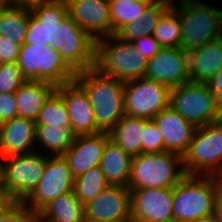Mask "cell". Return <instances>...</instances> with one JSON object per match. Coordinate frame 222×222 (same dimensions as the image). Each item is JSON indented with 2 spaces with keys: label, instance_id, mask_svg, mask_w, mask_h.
Listing matches in <instances>:
<instances>
[{
  "label": "cell",
  "instance_id": "6da1fadb",
  "mask_svg": "<svg viewBox=\"0 0 222 222\" xmlns=\"http://www.w3.org/2000/svg\"><path fill=\"white\" fill-rule=\"evenodd\" d=\"M74 80L84 89L95 114L97 127L102 132L110 129L125 115V82L104 75L92 67L76 72Z\"/></svg>",
  "mask_w": 222,
  "mask_h": 222
},
{
  "label": "cell",
  "instance_id": "7a4b0ae2",
  "mask_svg": "<svg viewBox=\"0 0 222 222\" xmlns=\"http://www.w3.org/2000/svg\"><path fill=\"white\" fill-rule=\"evenodd\" d=\"M222 179L218 176L185 175L172 193L174 222L211 219Z\"/></svg>",
  "mask_w": 222,
  "mask_h": 222
},
{
  "label": "cell",
  "instance_id": "3957f363",
  "mask_svg": "<svg viewBox=\"0 0 222 222\" xmlns=\"http://www.w3.org/2000/svg\"><path fill=\"white\" fill-rule=\"evenodd\" d=\"M147 65L148 60L132 42L120 40L114 34L96 40L94 68L104 75L128 82L145 77Z\"/></svg>",
  "mask_w": 222,
  "mask_h": 222
},
{
  "label": "cell",
  "instance_id": "277c9868",
  "mask_svg": "<svg viewBox=\"0 0 222 222\" xmlns=\"http://www.w3.org/2000/svg\"><path fill=\"white\" fill-rule=\"evenodd\" d=\"M185 175L181 155L141 153L132 156L128 188H173Z\"/></svg>",
  "mask_w": 222,
  "mask_h": 222
},
{
  "label": "cell",
  "instance_id": "5b68a950",
  "mask_svg": "<svg viewBox=\"0 0 222 222\" xmlns=\"http://www.w3.org/2000/svg\"><path fill=\"white\" fill-rule=\"evenodd\" d=\"M181 23L180 48L186 52L221 37L222 9L201 0L173 8Z\"/></svg>",
  "mask_w": 222,
  "mask_h": 222
},
{
  "label": "cell",
  "instance_id": "8992f818",
  "mask_svg": "<svg viewBox=\"0 0 222 222\" xmlns=\"http://www.w3.org/2000/svg\"><path fill=\"white\" fill-rule=\"evenodd\" d=\"M182 160L186 175L222 176V119L196 128Z\"/></svg>",
  "mask_w": 222,
  "mask_h": 222
},
{
  "label": "cell",
  "instance_id": "52a82bcc",
  "mask_svg": "<svg viewBox=\"0 0 222 222\" xmlns=\"http://www.w3.org/2000/svg\"><path fill=\"white\" fill-rule=\"evenodd\" d=\"M16 64L26 80L50 82L55 86L69 83L76 76L59 52L48 45L24 43Z\"/></svg>",
  "mask_w": 222,
  "mask_h": 222
},
{
  "label": "cell",
  "instance_id": "ba28073f",
  "mask_svg": "<svg viewBox=\"0 0 222 222\" xmlns=\"http://www.w3.org/2000/svg\"><path fill=\"white\" fill-rule=\"evenodd\" d=\"M170 107L196 127L222 119L207 83L186 82L170 91Z\"/></svg>",
  "mask_w": 222,
  "mask_h": 222
},
{
  "label": "cell",
  "instance_id": "9c48e42d",
  "mask_svg": "<svg viewBox=\"0 0 222 222\" xmlns=\"http://www.w3.org/2000/svg\"><path fill=\"white\" fill-rule=\"evenodd\" d=\"M47 158L38 151L2 158L3 187L16 202H23L37 187Z\"/></svg>",
  "mask_w": 222,
  "mask_h": 222
},
{
  "label": "cell",
  "instance_id": "30bf717a",
  "mask_svg": "<svg viewBox=\"0 0 222 222\" xmlns=\"http://www.w3.org/2000/svg\"><path fill=\"white\" fill-rule=\"evenodd\" d=\"M170 91L166 85L146 77L125 82V115L152 119L170 106Z\"/></svg>",
  "mask_w": 222,
  "mask_h": 222
},
{
  "label": "cell",
  "instance_id": "8fae6325",
  "mask_svg": "<svg viewBox=\"0 0 222 222\" xmlns=\"http://www.w3.org/2000/svg\"><path fill=\"white\" fill-rule=\"evenodd\" d=\"M56 51L75 72L95 65L96 41L69 15L57 25Z\"/></svg>",
  "mask_w": 222,
  "mask_h": 222
},
{
  "label": "cell",
  "instance_id": "7c38bea8",
  "mask_svg": "<svg viewBox=\"0 0 222 222\" xmlns=\"http://www.w3.org/2000/svg\"><path fill=\"white\" fill-rule=\"evenodd\" d=\"M74 179L63 155L48 156L37 187L23 204L36 215L53 199L73 191Z\"/></svg>",
  "mask_w": 222,
  "mask_h": 222
},
{
  "label": "cell",
  "instance_id": "4fadbf2b",
  "mask_svg": "<svg viewBox=\"0 0 222 222\" xmlns=\"http://www.w3.org/2000/svg\"><path fill=\"white\" fill-rule=\"evenodd\" d=\"M173 188L130 189L133 222H174Z\"/></svg>",
  "mask_w": 222,
  "mask_h": 222
},
{
  "label": "cell",
  "instance_id": "5bb4252c",
  "mask_svg": "<svg viewBox=\"0 0 222 222\" xmlns=\"http://www.w3.org/2000/svg\"><path fill=\"white\" fill-rule=\"evenodd\" d=\"M31 11L24 43L48 45L56 50L57 25L68 15L67 4L61 0H49Z\"/></svg>",
  "mask_w": 222,
  "mask_h": 222
},
{
  "label": "cell",
  "instance_id": "9a60e30c",
  "mask_svg": "<svg viewBox=\"0 0 222 222\" xmlns=\"http://www.w3.org/2000/svg\"><path fill=\"white\" fill-rule=\"evenodd\" d=\"M85 222H110L131 218L130 189L109 185L95 199L84 205Z\"/></svg>",
  "mask_w": 222,
  "mask_h": 222
},
{
  "label": "cell",
  "instance_id": "2e32d148",
  "mask_svg": "<svg viewBox=\"0 0 222 222\" xmlns=\"http://www.w3.org/2000/svg\"><path fill=\"white\" fill-rule=\"evenodd\" d=\"M145 77L170 89L189 82L187 52L180 47L161 48L148 60Z\"/></svg>",
  "mask_w": 222,
  "mask_h": 222
},
{
  "label": "cell",
  "instance_id": "e0dca14e",
  "mask_svg": "<svg viewBox=\"0 0 222 222\" xmlns=\"http://www.w3.org/2000/svg\"><path fill=\"white\" fill-rule=\"evenodd\" d=\"M56 91L66 104L70 127L76 136L102 132L97 127L88 95L75 80L56 86Z\"/></svg>",
  "mask_w": 222,
  "mask_h": 222
},
{
  "label": "cell",
  "instance_id": "ac0fdd59",
  "mask_svg": "<svg viewBox=\"0 0 222 222\" xmlns=\"http://www.w3.org/2000/svg\"><path fill=\"white\" fill-rule=\"evenodd\" d=\"M68 15L95 41L111 35L109 0H71Z\"/></svg>",
  "mask_w": 222,
  "mask_h": 222
},
{
  "label": "cell",
  "instance_id": "d6986e66",
  "mask_svg": "<svg viewBox=\"0 0 222 222\" xmlns=\"http://www.w3.org/2000/svg\"><path fill=\"white\" fill-rule=\"evenodd\" d=\"M152 120L162 134L165 151L183 156L197 127L170 106L160 111Z\"/></svg>",
  "mask_w": 222,
  "mask_h": 222
},
{
  "label": "cell",
  "instance_id": "ffe728a7",
  "mask_svg": "<svg viewBox=\"0 0 222 222\" xmlns=\"http://www.w3.org/2000/svg\"><path fill=\"white\" fill-rule=\"evenodd\" d=\"M109 140L108 132L75 137L72 145L63 154L74 178L100 164L103 150Z\"/></svg>",
  "mask_w": 222,
  "mask_h": 222
},
{
  "label": "cell",
  "instance_id": "44dd1931",
  "mask_svg": "<svg viewBox=\"0 0 222 222\" xmlns=\"http://www.w3.org/2000/svg\"><path fill=\"white\" fill-rule=\"evenodd\" d=\"M35 126V121L22 117H15L1 123L0 157L36 151Z\"/></svg>",
  "mask_w": 222,
  "mask_h": 222
},
{
  "label": "cell",
  "instance_id": "7402d4cb",
  "mask_svg": "<svg viewBox=\"0 0 222 222\" xmlns=\"http://www.w3.org/2000/svg\"><path fill=\"white\" fill-rule=\"evenodd\" d=\"M189 81L207 83L222 68V37L187 52Z\"/></svg>",
  "mask_w": 222,
  "mask_h": 222
},
{
  "label": "cell",
  "instance_id": "603a6c76",
  "mask_svg": "<svg viewBox=\"0 0 222 222\" xmlns=\"http://www.w3.org/2000/svg\"><path fill=\"white\" fill-rule=\"evenodd\" d=\"M55 90L53 83L27 80L15 92L18 117L35 121L45 101Z\"/></svg>",
  "mask_w": 222,
  "mask_h": 222
},
{
  "label": "cell",
  "instance_id": "cb8c5ba5",
  "mask_svg": "<svg viewBox=\"0 0 222 222\" xmlns=\"http://www.w3.org/2000/svg\"><path fill=\"white\" fill-rule=\"evenodd\" d=\"M132 156L109 140L103 150L100 168L109 185L128 187Z\"/></svg>",
  "mask_w": 222,
  "mask_h": 222
},
{
  "label": "cell",
  "instance_id": "d4e9b609",
  "mask_svg": "<svg viewBox=\"0 0 222 222\" xmlns=\"http://www.w3.org/2000/svg\"><path fill=\"white\" fill-rule=\"evenodd\" d=\"M110 140L131 156L142 153L144 118L124 115L108 132Z\"/></svg>",
  "mask_w": 222,
  "mask_h": 222
},
{
  "label": "cell",
  "instance_id": "484cf974",
  "mask_svg": "<svg viewBox=\"0 0 222 222\" xmlns=\"http://www.w3.org/2000/svg\"><path fill=\"white\" fill-rule=\"evenodd\" d=\"M76 135L70 126L36 125L35 146L38 152L48 156L63 155L72 145ZM39 145V146H38Z\"/></svg>",
  "mask_w": 222,
  "mask_h": 222
},
{
  "label": "cell",
  "instance_id": "4316f807",
  "mask_svg": "<svg viewBox=\"0 0 222 222\" xmlns=\"http://www.w3.org/2000/svg\"><path fill=\"white\" fill-rule=\"evenodd\" d=\"M36 215L45 222H85L84 205L74 191L53 199Z\"/></svg>",
  "mask_w": 222,
  "mask_h": 222
},
{
  "label": "cell",
  "instance_id": "83f0119b",
  "mask_svg": "<svg viewBox=\"0 0 222 222\" xmlns=\"http://www.w3.org/2000/svg\"><path fill=\"white\" fill-rule=\"evenodd\" d=\"M169 9L166 5L152 2L135 21L120 27L114 35L127 42H133L142 36L153 35L160 19Z\"/></svg>",
  "mask_w": 222,
  "mask_h": 222
},
{
  "label": "cell",
  "instance_id": "f1b7e54d",
  "mask_svg": "<svg viewBox=\"0 0 222 222\" xmlns=\"http://www.w3.org/2000/svg\"><path fill=\"white\" fill-rule=\"evenodd\" d=\"M31 13L26 8L0 6V35L23 45Z\"/></svg>",
  "mask_w": 222,
  "mask_h": 222
},
{
  "label": "cell",
  "instance_id": "f546056e",
  "mask_svg": "<svg viewBox=\"0 0 222 222\" xmlns=\"http://www.w3.org/2000/svg\"><path fill=\"white\" fill-rule=\"evenodd\" d=\"M108 186L109 183L98 165L74 179L73 191L76 198L85 205L95 199Z\"/></svg>",
  "mask_w": 222,
  "mask_h": 222
},
{
  "label": "cell",
  "instance_id": "4dcf8cb0",
  "mask_svg": "<svg viewBox=\"0 0 222 222\" xmlns=\"http://www.w3.org/2000/svg\"><path fill=\"white\" fill-rule=\"evenodd\" d=\"M152 2L153 0L109 1L111 35L125 24L135 21Z\"/></svg>",
  "mask_w": 222,
  "mask_h": 222
},
{
  "label": "cell",
  "instance_id": "1f68e13d",
  "mask_svg": "<svg viewBox=\"0 0 222 222\" xmlns=\"http://www.w3.org/2000/svg\"><path fill=\"white\" fill-rule=\"evenodd\" d=\"M153 37L162 48L180 47L181 23L174 9H169L154 29Z\"/></svg>",
  "mask_w": 222,
  "mask_h": 222
},
{
  "label": "cell",
  "instance_id": "d6a6232c",
  "mask_svg": "<svg viewBox=\"0 0 222 222\" xmlns=\"http://www.w3.org/2000/svg\"><path fill=\"white\" fill-rule=\"evenodd\" d=\"M35 124L70 126L66 104L56 90L45 101L35 120Z\"/></svg>",
  "mask_w": 222,
  "mask_h": 222
},
{
  "label": "cell",
  "instance_id": "836d02e7",
  "mask_svg": "<svg viewBox=\"0 0 222 222\" xmlns=\"http://www.w3.org/2000/svg\"><path fill=\"white\" fill-rule=\"evenodd\" d=\"M26 81L16 63L0 64V93H15Z\"/></svg>",
  "mask_w": 222,
  "mask_h": 222
},
{
  "label": "cell",
  "instance_id": "e575fe53",
  "mask_svg": "<svg viewBox=\"0 0 222 222\" xmlns=\"http://www.w3.org/2000/svg\"><path fill=\"white\" fill-rule=\"evenodd\" d=\"M160 152H165L162 134L152 119L144 118L142 153L153 154Z\"/></svg>",
  "mask_w": 222,
  "mask_h": 222
},
{
  "label": "cell",
  "instance_id": "d590c367",
  "mask_svg": "<svg viewBox=\"0 0 222 222\" xmlns=\"http://www.w3.org/2000/svg\"><path fill=\"white\" fill-rule=\"evenodd\" d=\"M35 214L23 202H15L0 215V222H30Z\"/></svg>",
  "mask_w": 222,
  "mask_h": 222
},
{
  "label": "cell",
  "instance_id": "8d00e7d4",
  "mask_svg": "<svg viewBox=\"0 0 222 222\" xmlns=\"http://www.w3.org/2000/svg\"><path fill=\"white\" fill-rule=\"evenodd\" d=\"M21 45L0 35V64L16 63Z\"/></svg>",
  "mask_w": 222,
  "mask_h": 222
},
{
  "label": "cell",
  "instance_id": "74e56055",
  "mask_svg": "<svg viewBox=\"0 0 222 222\" xmlns=\"http://www.w3.org/2000/svg\"><path fill=\"white\" fill-rule=\"evenodd\" d=\"M18 117L15 93H0V123Z\"/></svg>",
  "mask_w": 222,
  "mask_h": 222
},
{
  "label": "cell",
  "instance_id": "f35d334b",
  "mask_svg": "<svg viewBox=\"0 0 222 222\" xmlns=\"http://www.w3.org/2000/svg\"><path fill=\"white\" fill-rule=\"evenodd\" d=\"M132 43L134 48L137 49L142 56L146 57L147 60L151 59L162 48L153 35L142 36L141 38L135 39Z\"/></svg>",
  "mask_w": 222,
  "mask_h": 222
},
{
  "label": "cell",
  "instance_id": "ab89813d",
  "mask_svg": "<svg viewBox=\"0 0 222 222\" xmlns=\"http://www.w3.org/2000/svg\"><path fill=\"white\" fill-rule=\"evenodd\" d=\"M217 107L222 112V68L207 82Z\"/></svg>",
  "mask_w": 222,
  "mask_h": 222
},
{
  "label": "cell",
  "instance_id": "60d3db41",
  "mask_svg": "<svg viewBox=\"0 0 222 222\" xmlns=\"http://www.w3.org/2000/svg\"><path fill=\"white\" fill-rule=\"evenodd\" d=\"M49 0H9V6L32 10Z\"/></svg>",
  "mask_w": 222,
  "mask_h": 222
},
{
  "label": "cell",
  "instance_id": "b9f144b4",
  "mask_svg": "<svg viewBox=\"0 0 222 222\" xmlns=\"http://www.w3.org/2000/svg\"><path fill=\"white\" fill-rule=\"evenodd\" d=\"M15 202L4 188H0V215L8 210Z\"/></svg>",
  "mask_w": 222,
  "mask_h": 222
},
{
  "label": "cell",
  "instance_id": "7bdbcfd3",
  "mask_svg": "<svg viewBox=\"0 0 222 222\" xmlns=\"http://www.w3.org/2000/svg\"><path fill=\"white\" fill-rule=\"evenodd\" d=\"M213 222H222V185L216 195L214 202Z\"/></svg>",
  "mask_w": 222,
  "mask_h": 222
},
{
  "label": "cell",
  "instance_id": "ee69618b",
  "mask_svg": "<svg viewBox=\"0 0 222 222\" xmlns=\"http://www.w3.org/2000/svg\"><path fill=\"white\" fill-rule=\"evenodd\" d=\"M188 1L190 0H153V2L166 5L170 9L181 6Z\"/></svg>",
  "mask_w": 222,
  "mask_h": 222
},
{
  "label": "cell",
  "instance_id": "f6af8a7d",
  "mask_svg": "<svg viewBox=\"0 0 222 222\" xmlns=\"http://www.w3.org/2000/svg\"><path fill=\"white\" fill-rule=\"evenodd\" d=\"M0 188L3 187V165H2V158L0 157Z\"/></svg>",
  "mask_w": 222,
  "mask_h": 222
},
{
  "label": "cell",
  "instance_id": "bcb514c9",
  "mask_svg": "<svg viewBox=\"0 0 222 222\" xmlns=\"http://www.w3.org/2000/svg\"><path fill=\"white\" fill-rule=\"evenodd\" d=\"M30 222H45L42 219H40L37 215H35Z\"/></svg>",
  "mask_w": 222,
  "mask_h": 222
},
{
  "label": "cell",
  "instance_id": "7dc6e473",
  "mask_svg": "<svg viewBox=\"0 0 222 222\" xmlns=\"http://www.w3.org/2000/svg\"><path fill=\"white\" fill-rule=\"evenodd\" d=\"M9 5V0H0V6H7Z\"/></svg>",
  "mask_w": 222,
  "mask_h": 222
},
{
  "label": "cell",
  "instance_id": "c3c4849f",
  "mask_svg": "<svg viewBox=\"0 0 222 222\" xmlns=\"http://www.w3.org/2000/svg\"><path fill=\"white\" fill-rule=\"evenodd\" d=\"M110 222H133V220L132 219H120V220L110 221Z\"/></svg>",
  "mask_w": 222,
  "mask_h": 222
},
{
  "label": "cell",
  "instance_id": "681fc988",
  "mask_svg": "<svg viewBox=\"0 0 222 222\" xmlns=\"http://www.w3.org/2000/svg\"><path fill=\"white\" fill-rule=\"evenodd\" d=\"M192 222H213V219H205V220H199V221H192Z\"/></svg>",
  "mask_w": 222,
  "mask_h": 222
},
{
  "label": "cell",
  "instance_id": "f907efd6",
  "mask_svg": "<svg viewBox=\"0 0 222 222\" xmlns=\"http://www.w3.org/2000/svg\"><path fill=\"white\" fill-rule=\"evenodd\" d=\"M61 1L65 2L67 4L71 0H61Z\"/></svg>",
  "mask_w": 222,
  "mask_h": 222
}]
</instances>
